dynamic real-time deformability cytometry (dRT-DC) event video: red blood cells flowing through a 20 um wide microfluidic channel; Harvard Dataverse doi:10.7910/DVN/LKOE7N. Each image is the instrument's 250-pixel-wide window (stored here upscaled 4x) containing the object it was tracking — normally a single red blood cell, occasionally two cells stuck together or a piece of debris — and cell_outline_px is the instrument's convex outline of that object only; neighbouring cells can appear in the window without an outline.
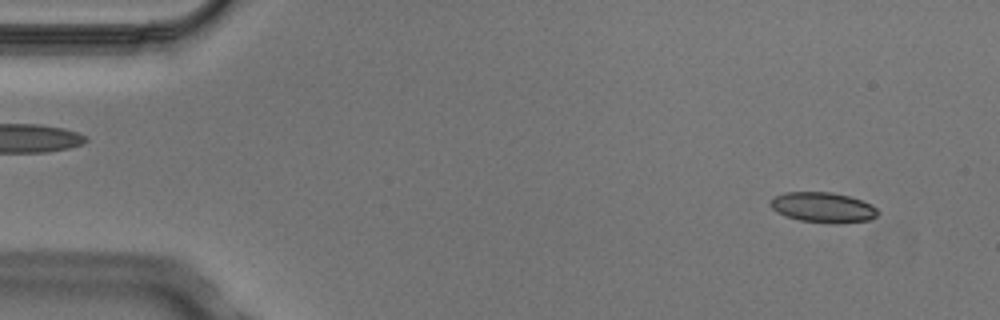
{"species": "Egyptian fruit bat (a non-hibernating species)", "species_latin": "Rousettus aegyptiacus", "temperature_condition": "cold", "stored_images_in_passage": 4, "camera_frame_rate_fps": 3000, "um_per_image_px": 0.085, "animal": {"sex": "male"}, "frame": {"image": 1, "passage_image": 1, "time_ms": 0.0, "image_size_px": [1000, 320], "cell_outline_px": [[880, 212], [876, 216], [868, 220], [840, 224], [832, 224], [800, 220], [784, 216], [776, 212], [768, 204], [772, 196], [784, 192], [832, 192], [848, 196], [872, 204]], "centroid_in_image_um": [69.92, 17.63], "position_along_channel_um": 15.1, "area_um2": 19.25}}
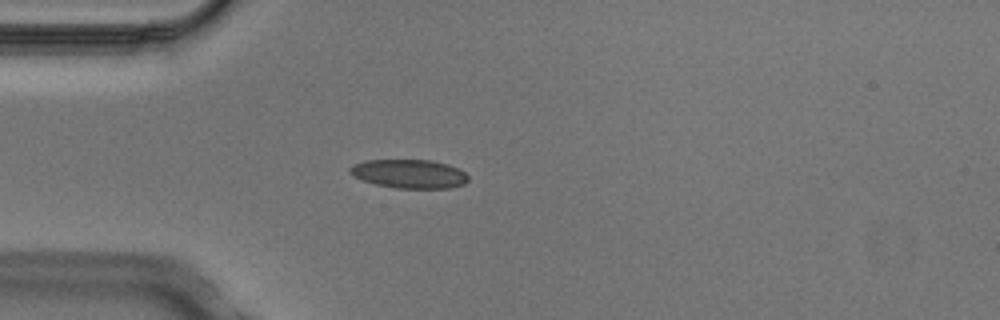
{"frame": {"image": 2, "passage_image": 3, "time_ms": 0.667, "image_size_px": [1000, 320], "cell_outline_px": [[468, 180], [464, 184], [448, 188], [396, 188], [376, 184], [360, 180], [348, 172], [348, 168], [352, 164], [364, 160], [432, 160], [448, 164], [460, 168], [468, 176]], "centroid_in_image_um": [34.76, 14.76], "position_along_channel_um": 50.2, "area_um2": 20.06}}